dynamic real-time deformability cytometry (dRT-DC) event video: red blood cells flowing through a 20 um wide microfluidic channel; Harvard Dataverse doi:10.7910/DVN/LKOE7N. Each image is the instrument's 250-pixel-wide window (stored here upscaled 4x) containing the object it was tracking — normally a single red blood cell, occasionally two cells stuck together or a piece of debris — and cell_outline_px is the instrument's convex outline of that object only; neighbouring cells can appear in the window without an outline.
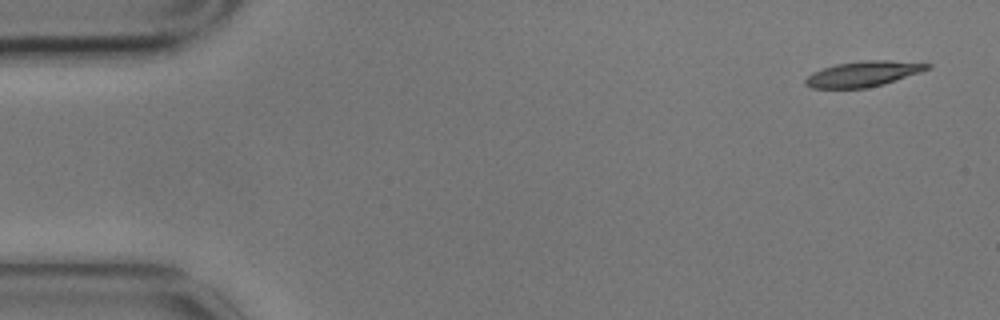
{"species": "common noctule bat (a hibernating species)", "species_latin": "Nyctalus noctula", "temperature_condition": "cold", "stored_images_in_passage": 3, "camera_frame_rate_fps": 3000, "um_per_image_px": 0.085, "animal": {"sex": "male", "body_mass_g": 17.9}, "frame": {"image": 1, "passage_image": 1, "time_ms": 0.0, "image_size_px": [1000, 320], "cell_outline_px": [[932, 64], [928, 68], [920, 72], [884, 84], [864, 88], [812, 88], [804, 84], [804, 80], [812, 72], [836, 64], [864, 60], [888, 60]], "centroid_in_image_um": [73.33, 6.28], "position_along_channel_um": 11.7, "area_um2": 17.86}}